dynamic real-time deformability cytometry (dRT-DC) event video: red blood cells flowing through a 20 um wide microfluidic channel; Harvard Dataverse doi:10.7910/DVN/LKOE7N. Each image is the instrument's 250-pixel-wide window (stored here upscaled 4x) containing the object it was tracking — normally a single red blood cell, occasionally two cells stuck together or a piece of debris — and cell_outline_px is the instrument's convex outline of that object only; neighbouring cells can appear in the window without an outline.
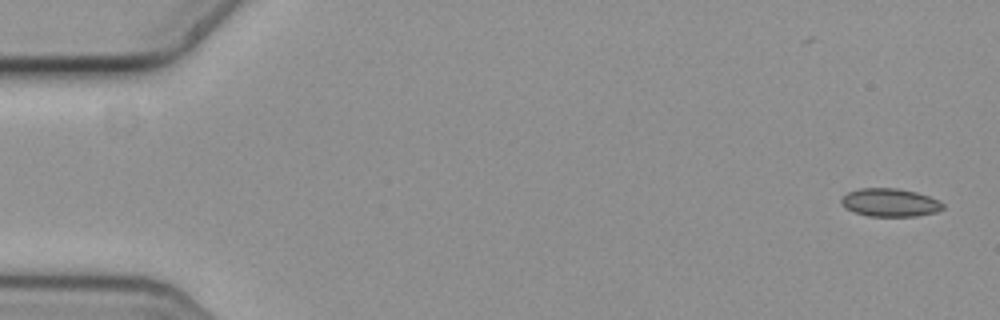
{"species": "common noctule bat (a hibernating species)", "species_latin": "Nyctalus noctula", "temperature_condition": "cold", "stored_images_in_passage": 12, "camera_frame_rate_fps": 3000, "um_per_image_px": 0.085, "animal": {"sex": "female", "body_mass_g": 19.3, "forearm_length_mm": 54.1}, "frame": {"image": 1, "passage_image": 1, "time_ms": 0.0, "image_size_px": [1000, 320], "cell_outline_px": [[944, 208], [936, 212], [916, 216], [868, 216], [844, 208], [840, 200], [848, 192], [860, 188], [896, 188], [916, 192], [940, 200], [944, 204]], "centroid_in_image_um": [75.66, 17.21], "position_along_channel_um": 9.3, "area_um2": 16.65}}